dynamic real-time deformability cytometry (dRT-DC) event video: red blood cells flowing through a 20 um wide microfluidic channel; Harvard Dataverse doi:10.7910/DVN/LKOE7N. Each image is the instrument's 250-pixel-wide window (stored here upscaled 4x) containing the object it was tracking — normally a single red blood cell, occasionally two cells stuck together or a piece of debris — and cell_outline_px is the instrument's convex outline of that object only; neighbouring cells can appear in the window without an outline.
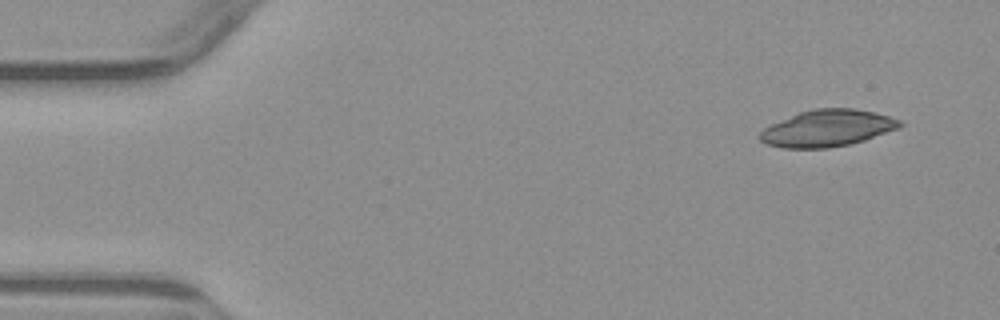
{"species": "common noctule bat (a hibernating species)", "species_latin": "Nyctalus noctula", "temperature_condition": "warm", "stored_images_in_passage": 4, "camera_frame_rate_fps": 3000, "um_per_image_px": 0.085, "animal": {"sex": "male", "body_mass_g": 23.1, "forearm_length_mm": 52.7}, "frame": {"image": 1, "passage_image": 1, "time_ms": 0.0, "image_size_px": [1000, 320], "cell_outline_px": [[904, 124], [900, 128], [864, 140], [848, 144], [828, 148], [784, 148], [768, 144], [760, 140], [760, 132], [764, 128], [772, 124], [800, 112], [816, 108], [856, 108], [888, 116], [900, 120]], "centroid_in_image_um": [70.36, 10.9], "position_along_channel_um": 14.6, "area_um2": 29.65}}